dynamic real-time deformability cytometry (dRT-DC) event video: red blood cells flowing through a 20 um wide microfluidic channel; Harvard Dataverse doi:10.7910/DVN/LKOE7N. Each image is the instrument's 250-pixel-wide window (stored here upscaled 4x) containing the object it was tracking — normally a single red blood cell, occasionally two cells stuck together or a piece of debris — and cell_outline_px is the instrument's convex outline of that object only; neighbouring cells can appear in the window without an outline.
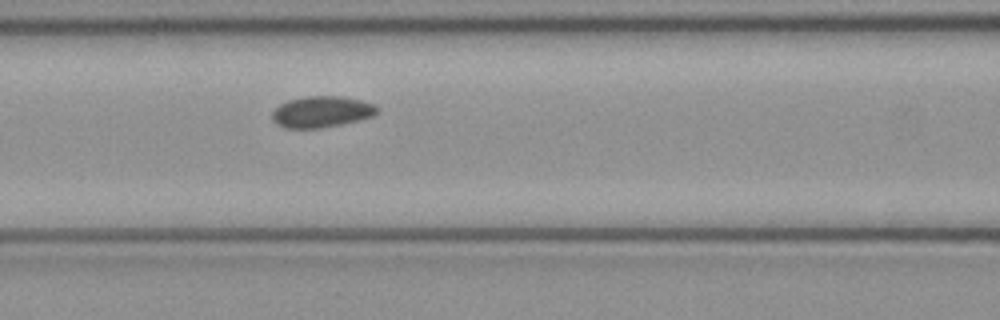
{"species": "common noctule bat (a hibernating species)", "species_latin": "Nyctalus noctula", "temperature_condition": "cold", "stored_images_in_passage": 7, "camera_frame_rate_fps": 3000, "um_per_image_px": 0.085, "animal": {"sex": "female", "body_mass_g": 21.9}, "frame": {"image": 1, "passage_image": 7, "time_ms": 2.0, "image_size_px": [1000, 320], "cell_outline_px": [[380, 108], [372, 116], [360, 120], [320, 128], [284, 128], [276, 124], [272, 120], [272, 112], [280, 104], [288, 100], [308, 96], [340, 96], [360, 100], [372, 104]], "centroid_in_image_um": [27.31, 9.51], "position_along_channel_um": 139.3, "area_um2": 19.02}}